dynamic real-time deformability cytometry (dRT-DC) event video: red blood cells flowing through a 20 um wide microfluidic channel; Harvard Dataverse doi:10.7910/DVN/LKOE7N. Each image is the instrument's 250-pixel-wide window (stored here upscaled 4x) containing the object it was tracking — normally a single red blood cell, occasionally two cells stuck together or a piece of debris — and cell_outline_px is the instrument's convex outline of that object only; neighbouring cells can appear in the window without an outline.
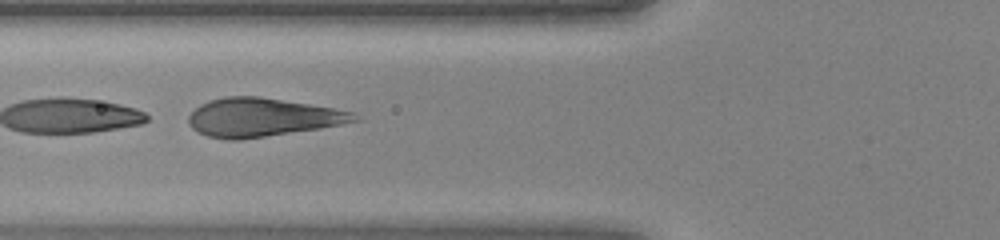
{"species": "human", "species_latin": "Homo sapiens", "temperature_condition": "warm", "stored_images_in_passage": 34, "camera_frame_rate_fps": 3000, "um_per_image_px": 0.085, "donor": {"sex": "female"}, "frame": {"image": 1, "passage_image": 17, "time_ms": 5.333, "image_size_px": [1000, 240], "cell_outline_px": [[360, 120], [320, 128], [240, 140], [228, 140], [208, 136], [196, 132], [188, 124], [188, 116], [200, 104], [208, 100], [224, 96], [256, 96], [308, 104], [356, 112]], "centroid_in_image_um": [22.24, 9.98], "position_along_channel_um": 103.6, "area_um2": 37.05}}